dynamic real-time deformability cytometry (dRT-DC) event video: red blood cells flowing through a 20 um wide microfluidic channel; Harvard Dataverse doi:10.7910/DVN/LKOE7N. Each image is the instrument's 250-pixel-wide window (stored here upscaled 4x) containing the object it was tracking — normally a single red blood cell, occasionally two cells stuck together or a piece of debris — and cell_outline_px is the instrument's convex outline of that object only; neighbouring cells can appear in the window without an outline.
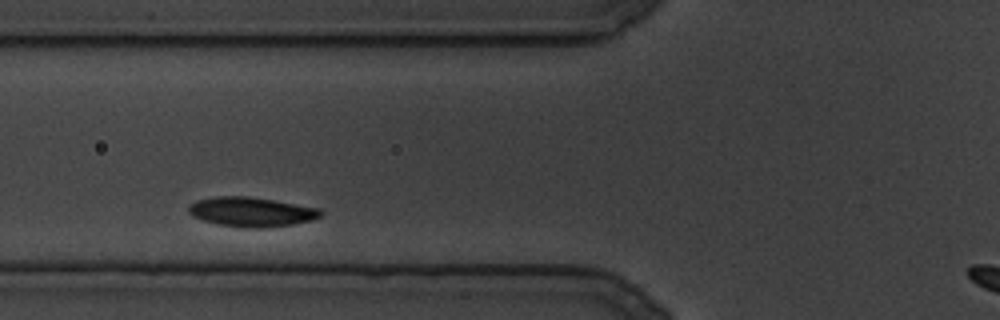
{"species": "common noctule bat (a hibernating species)", "species_latin": "Nyctalus noctula", "temperature_condition": "cold", "stored_images_in_passage": 78, "segment_of_instrument_passage": [1, 2], "camera_frame_rate_fps": 3000, "um_per_image_px": 0.085, "animal": {"sex": "male", "body_mass_g": 19.5, "forearm_length_mm": 54.6}, "frame": {"image": 1, "passage_image": 11, "time_ms": 3.333, "image_size_px": [1000, 320], "cell_outline_px": [[324, 212], [320, 216], [312, 220], [292, 224], [268, 228], [248, 228], [220, 224], [204, 220], [192, 216], [188, 212], [188, 204], [196, 200], [216, 196], [248, 196], [320, 208]], "centroid_in_image_um": [21.36, 18.0], "position_along_channel_um": 104.4, "area_um2": 22.72}}
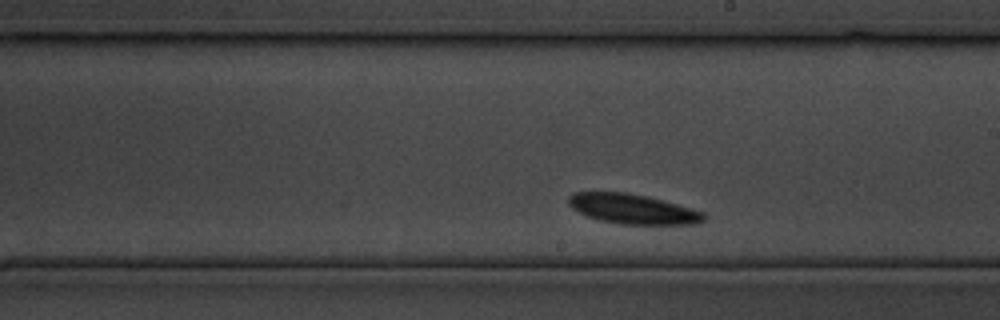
{"frame": {"image": 2, "passage_image": 38, "time_ms": 12.333, "image_size_px": [1000, 320], "cell_outline_px": [[708, 216], [700, 224], [616, 224], [600, 220], [588, 216], [572, 208], [568, 204], [568, 196], [572, 192], [624, 192], [648, 196], [692, 208], [704, 212]], "centroid_in_image_um": [53.81, 17.76], "position_along_channel_um": 235.2, "area_um2": 23.7}}
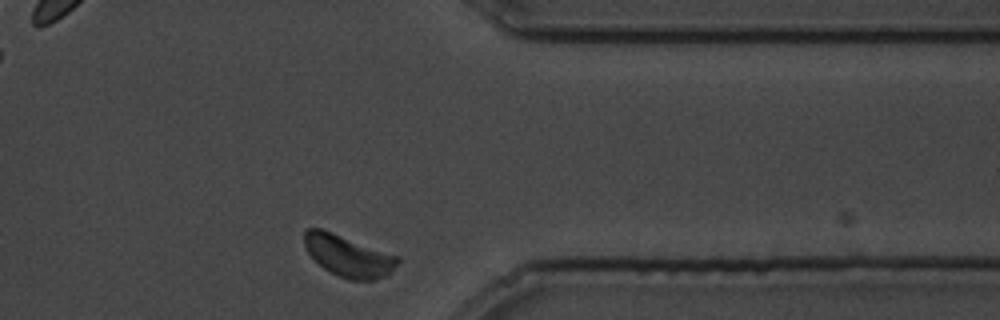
{"frame": {"image": 3, "passage_image": 69, "time_ms": 22.667, "image_size_px": [1000, 320], "cell_outline_px": [[400, 260], [388, 276], [372, 280], [348, 280], [324, 268], [304, 248], [304, 228], [320, 228], [400, 256]], "centroid_in_image_um": [29.62, 21.75], "position_along_channel_um": 381.8, "area_um2": 22.48}}